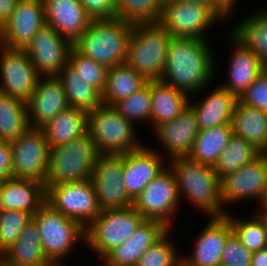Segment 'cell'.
Segmentation results:
<instances>
[{"label":"cell","instance_id":"6da1fadb","mask_svg":"<svg viewBox=\"0 0 267 266\" xmlns=\"http://www.w3.org/2000/svg\"><path fill=\"white\" fill-rule=\"evenodd\" d=\"M210 48L207 40L172 37L161 81L188 97L201 92L214 77L215 60Z\"/></svg>","mask_w":267,"mask_h":266},{"label":"cell","instance_id":"7a4b0ae2","mask_svg":"<svg viewBox=\"0 0 267 266\" xmlns=\"http://www.w3.org/2000/svg\"><path fill=\"white\" fill-rule=\"evenodd\" d=\"M179 198L181 194L188 197L199 210L211 217L225 216L221 198V180L212 166L191 160L188 157L170 159Z\"/></svg>","mask_w":267,"mask_h":266},{"label":"cell","instance_id":"3957f363","mask_svg":"<svg viewBox=\"0 0 267 266\" xmlns=\"http://www.w3.org/2000/svg\"><path fill=\"white\" fill-rule=\"evenodd\" d=\"M133 25L117 17L92 19L73 47L108 68L125 63Z\"/></svg>","mask_w":267,"mask_h":266},{"label":"cell","instance_id":"277c9868","mask_svg":"<svg viewBox=\"0 0 267 266\" xmlns=\"http://www.w3.org/2000/svg\"><path fill=\"white\" fill-rule=\"evenodd\" d=\"M172 35L158 23H135L125 63L147 81L161 80Z\"/></svg>","mask_w":267,"mask_h":266},{"label":"cell","instance_id":"5b68a950","mask_svg":"<svg viewBox=\"0 0 267 266\" xmlns=\"http://www.w3.org/2000/svg\"><path fill=\"white\" fill-rule=\"evenodd\" d=\"M99 153L90 134L50 148L49 168L44 185L80 182L91 179Z\"/></svg>","mask_w":267,"mask_h":266},{"label":"cell","instance_id":"8992f818","mask_svg":"<svg viewBox=\"0 0 267 266\" xmlns=\"http://www.w3.org/2000/svg\"><path fill=\"white\" fill-rule=\"evenodd\" d=\"M134 125L106 104L87 112V132L99 154H122L140 148Z\"/></svg>","mask_w":267,"mask_h":266},{"label":"cell","instance_id":"52a82bcc","mask_svg":"<svg viewBox=\"0 0 267 266\" xmlns=\"http://www.w3.org/2000/svg\"><path fill=\"white\" fill-rule=\"evenodd\" d=\"M32 219L38 225L43 252L54 266H63L60 260L70 254L76 242L85 240V228L79 222L55 211L47 203Z\"/></svg>","mask_w":267,"mask_h":266},{"label":"cell","instance_id":"ba28073f","mask_svg":"<svg viewBox=\"0 0 267 266\" xmlns=\"http://www.w3.org/2000/svg\"><path fill=\"white\" fill-rule=\"evenodd\" d=\"M145 219L134 209L104 210L85 229V243L102 260L126 239H129Z\"/></svg>","mask_w":267,"mask_h":266},{"label":"cell","instance_id":"9c48e42d","mask_svg":"<svg viewBox=\"0 0 267 266\" xmlns=\"http://www.w3.org/2000/svg\"><path fill=\"white\" fill-rule=\"evenodd\" d=\"M46 203L55 211L79 222L85 229L101 213L91 180L45 185Z\"/></svg>","mask_w":267,"mask_h":266},{"label":"cell","instance_id":"30bf717a","mask_svg":"<svg viewBox=\"0 0 267 266\" xmlns=\"http://www.w3.org/2000/svg\"><path fill=\"white\" fill-rule=\"evenodd\" d=\"M10 144L13 178L33 179L45 183L50 145L42 128L28 127Z\"/></svg>","mask_w":267,"mask_h":266},{"label":"cell","instance_id":"8fae6325","mask_svg":"<svg viewBox=\"0 0 267 266\" xmlns=\"http://www.w3.org/2000/svg\"><path fill=\"white\" fill-rule=\"evenodd\" d=\"M173 171L166 167L133 201V207L145 220H156L172 227V216L180 205Z\"/></svg>","mask_w":267,"mask_h":266},{"label":"cell","instance_id":"7c38bea8","mask_svg":"<svg viewBox=\"0 0 267 266\" xmlns=\"http://www.w3.org/2000/svg\"><path fill=\"white\" fill-rule=\"evenodd\" d=\"M123 153L99 154L94 164L91 182L101 211L133 206L123 183Z\"/></svg>","mask_w":267,"mask_h":266},{"label":"cell","instance_id":"4fadbf2b","mask_svg":"<svg viewBox=\"0 0 267 266\" xmlns=\"http://www.w3.org/2000/svg\"><path fill=\"white\" fill-rule=\"evenodd\" d=\"M223 204H232L248 198L267 204V158L260 153L251 162L221 180Z\"/></svg>","mask_w":267,"mask_h":266},{"label":"cell","instance_id":"5bb4252c","mask_svg":"<svg viewBox=\"0 0 267 266\" xmlns=\"http://www.w3.org/2000/svg\"><path fill=\"white\" fill-rule=\"evenodd\" d=\"M73 43L44 25L24 49L40 76H57L68 64Z\"/></svg>","mask_w":267,"mask_h":266},{"label":"cell","instance_id":"9a60e30c","mask_svg":"<svg viewBox=\"0 0 267 266\" xmlns=\"http://www.w3.org/2000/svg\"><path fill=\"white\" fill-rule=\"evenodd\" d=\"M216 19L220 20L209 7L175 0L163 6L159 23L172 37L206 40L203 31L212 26Z\"/></svg>","mask_w":267,"mask_h":266},{"label":"cell","instance_id":"2e32d148","mask_svg":"<svg viewBox=\"0 0 267 266\" xmlns=\"http://www.w3.org/2000/svg\"><path fill=\"white\" fill-rule=\"evenodd\" d=\"M0 92L27 101L40 75L24 50L1 48Z\"/></svg>","mask_w":267,"mask_h":266},{"label":"cell","instance_id":"e0dca14e","mask_svg":"<svg viewBox=\"0 0 267 266\" xmlns=\"http://www.w3.org/2000/svg\"><path fill=\"white\" fill-rule=\"evenodd\" d=\"M44 25L43 0H19L2 27L3 47L24 50Z\"/></svg>","mask_w":267,"mask_h":266},{"label":"cell","instance_id":"ac0fdd59","mask_svg":"<svg viewBox=\"0 0 267 266\" xmlns=\"http://www.w3.org/2000/svg\"><path fill=\"white\" fill-rule=\"evenodd\" d=\"M69 107L63 84L57 76H40L26 101L29 127L42 128Z\"/></svg>","mask_w":267,"mask_h":266},{"label":"cell","instance_id":"d6986e66","mask_svg":"<svg viewBox=\"0 0 267 266\" xmlns=\"http://www.w3.org/2000/svg\"><path fill=\"white\" fill-rule=\"evenodd\" d=\"M160 154L143 145L136 150L123 153V183L133 201L166 168Z\"/></svg>","mask_w":267,"mask_h":266},{"label":"cell","instance_id":"ffe728a7","mask_svg":"<svg viewBox=\"0 0 267 266\" xmlns=\"http://www.w3.org/2000/svg\"><path fill=\"white\" fill-rule=\"evenodd\" d=\"M171 229L156 220H144L135 233L103 260L104 266H136L138 259Z\"/></svg>","mask_w":267,"mask_h":266},{"label":"cell","instance_id":"44dd1931","mask_svg":"<svg viewBox=\"0 0 267 266\" xmlns=\"http://www.w3.org/2000/svg\"><path fill=\"white\" fill-rule=\"evenodd\" d=\"M233 233L225 217H211L198 235L191 257H181L187 266H221L222 253L228 237Z\"/></svg>","mask_w":267,"mask_h":266},{"label":"cell","instance_id":"7402d4cb","mask_svg":"<svg viewBox=\"0 0 267 266\" xmlns=\"http://www.w3.org/2000/svg\"><path fill=\"white\" fill-rule=\"evenodd\" d=\"M45 24L73 44L86 31L92 18L80 0H43Z\"/></svg>","mask_w":267,"mask_h":266},{"label":"cell","instance_id":"603a6c76","mask_svg":"<svg viewBox=\"0 0 267 266\" xmlns=\"http://www.w3.org/2000/svg\"><path fill=\"white\" fill-rule=\"evenodd\" d=\"M154 131L169 152L168 155L174 159L189 155L200 130L196 114L188 104L176 118L162 123Z\"/></svg>","mask_w":267,"mask_h":266},{"label":"cell","instance_id":"cb8c5ba5","mask_svg":"<svg viewBox=\"0 0 267 266\" xmlns=\"http://www.w3.org/2000/svg\"><path fill=\"white\" fill-rule=\"evenodd\" d=\"M230 36L228 39H232L234 48L230 66L228 65L229 82L220 86L239 98L265 69L250 48L246 47L232 33Z\"/></svg>","mask_w":267,"mask_h":266},{"label":"cell","instance_id":"d4e9b609","mask_svg":"<svg viewBox=\"0 0 267 266\" xmlns=\"http://www.w3.org/2000/svg\"><path fill=\"white\" fill-rule=\"evenodd\" d=\"M2 210H21L32 216L46 203L44 183L9 178L1 182Z\"/></svg>","mask_w":267,"mask_h":266},{"label":"cell","instance_id":"484cf974","mask_svg":"<svg viewBox=\"0 0 267 266\" xmlns=\"http://www.w3.org/2000/svg\"><path fill=\"white\" fill-rule=\"evenodd\" d=\"M204 98L196 104L188 103L196 114L199 130L231 124L235 103L238 100L235 95L218 86Z\"/></svg>","mask_w":267,"mask_h":266},{"label":"cell","instance_id":"4316f807","mask_svg":"<svg viewBox=\"0 0 267 266\" xmlns=\"http://www.w3.org/2000/svg\"><path fill=\"white\" fill-rule=\"evenodd\" d=\"M4 264L8 266H54L41 246L38 225L32 219L17 240L4 252Z\"/></svg>","mask_w":267,"mask_h":266},{"label":"cell","instance_id":"83f0119b","mask_svg":"<svg viewBox=\"0 0 267 266\" xmlns=\"http://www.w3.org/2000/svg\"><path fill=\"white\" fill-rule=\"evenodd\" d=\"M231 126L233 134L242 137L261 153L267 151V112L237 100Z\"/></svg>","mask_w":267,"mask_h":266},{"label":"cell","instance_id":"f1b7e54d","mask_svg":"<svg viewBox=\"0 0 267 266\" xmlns=\"http://www.w3.org/2000/svg\"><path fill=\"white\" fill-rule=\"evenodd\" d=\"M150 93L153 129L176 118L189 103V98L185 93L161 80L150 81Z\"/></svg>","mask_w":267,"mask_h":266},{"label":"cell","instance_id":"f546056e","mask_svg":"<svg viewBox=\"0 0 267 266\" xmlns=\"http://www.w3.org/2000/svg\"><path fill=\"white\" fill-rule=\"evenodd\" d=\"M87 112L68 107L42 127L50 148L69 143L87 133Z\"/></svg>","mask_w":267,"mask_h":266},{"label":"cell","instance_id":"4dcf8cb0","mask_svg":"<svg viewBox=\"0 0 267 266\" xmlns=\"http://www.w3.org/2000/svg\"><path fill=\"white\" fill-rule=\"evenodd\" d=\"M147 80L126 63L108 69L106 86L102 93L103 104L113 106L147 84Z\"/></svg>","mask_w":267,"mask_h":266},{"label":"cell","instance_id":"1f68e13d","mask_svg":"<svg viewBox=\"0 0 267 266\" xmlns=\"http://www.w3.org/2000/svg\"><path fill=\"white\" fill-rule=\"evenodd\" d=\"M232 135L231 124L200 130L187 157L213 167Z\"/></svg>","mask_w":267,"mask_h":266},{"label":"cell","instance_id":"d6a6232c","mask_svg":"<svg viewBox=\"0 0 267 266\" xmlns=\"http://www.w3.org/2000/svg\"><path fill=\"white\" fill-rule=\"evenodd\" d=\"M57 77L63 84L69 107L89 112L103 104L102 94L80 78L69 64L59 72Z\"/></svg>","mask_w":267,"mask_h":266},{"label":"cell","instance_id":"836d02e7","mask_svg":"<svg viewBox=\"0 0 267 266\" xmlns=\"http://www.w3.org/2000/svg\"><path fill=\"white\" fill-rule=\"evenodd\" d=\"M234 27L231 33L254 52L267 70V9L249 15Z\"/></svg>","mask_w":267,"mask_h":266},{"label":"cell","instance_id":"e575fe53","mask_svg":"<svg viewBox=\"0 0 267 266\" xmlns=\"http://www.w3.org/2000/svg\"><path fill=\"white\" fill-rule=\"evenodd\" d=\"M28 127L26 102L0 92V141L11 143Z\"/></svg>","mask_w":267,"mask_h":266},{"label":"cell","instance_id":"d590c367","mask_svg":"<svg viewBox=\"0 0 267 266\" xmlns=\"http://www.w3.org/2000/svg\"><path fill=\"white\" fill-rule=\"evenodd\" d=\"M260 153L252 144L242 137L233 134L229 139V143L220 154L218 161L213 166V169L220 180H222L224 177L251 162Z\"/></svg>","mask_w":267,"mask_h":266},{"label":"cell","instance_id":"8d00e7d4","mask_svg":"<svg viewBox=\"0 0 267 266\" xmlns=\"http://www.w3.org/2000/svg\"><path fill=\"white\" fill-rule=\"evenodd\" d=\"M162 6L157 0H116V17L129 23H158Z\"/></svg>","mask_w":267,"mask_h":266},{"label":"cell","instance_id":"74e56055","mask_svg":"<svg viewBox=\"0 0 267 266\" xmlns=\"http://www.w3.org/2000/svg\"><path fill=\"white\" fill-rule=\"evenodd\" d=\"M232 216L228 213L225 215L235 236L251 253L267 247L264 225L258 216L250 220L246 218L239 220Z\"/></svg>","mask_w":267,"mask_h":266},{"label":"cell","instance_id":"f35d334b","mask_svg":"<svg viewBox=\"0 0 267 266\" xmlns=\"http://www.w3.org/2000/svg\"><path fill=\"white\" fill-rule=\"evenodd\" d=\"M113 107L133 124L136 120H150L151 122L152 101L150 81H148L140 90L132 93L129 97L116 102Z\"/></svg>","mask_w":267,"mask_h":266},{"label":"cell","instance_id":"ab89813d","mask_svg":"<svg viewBox=\"0 0 267 266\" xmlns=\"http://www.w3.org/2000/svg\"><path fill=\"white\" fill-rule=\"evenodd\" d=\"M68 64L88 85L103 93L109 69L107 66L83 56L74 47L70 51Z\"/></svg>","mask_w":267,"mask_h":266},{"label":"cell","instance_id":"60d3db41","mask_svg":"<svg viewBox=\"0 0 267 266\" xmlns=\"http://www.w3.org/2000/svg\"><path fill=\"white\" fill-rule=\"evenodd\" d=\"M32 215L21 210L0 212V249L5 252L17 240Z\"/></svg>","mask_w":267,"mask_h":266},{"label":"cell","instance_id":"b9f144b4","mask_svg":"<svg viewBox=\"0 0 267 266\" xmlns=\"http://www.w3.org/2000/svg\"><path fill=\"white\" fill-rule=\"evenodd\" d=\"M170 232H168L155 245L151 246L138 259L136 266H177L182 258L177 254L174 243L168 241Z\"/></svg>","mask_w":267,"mask_h":266},{"label":"cell","instance_id":"7bdbcfd3","mask_svg":"<svg viewBox=\"0 0 267 266\" xmlns=\"http://www.w3.org/2000/svg\"><path fill=\"white\" fill-rule=\"evenodd\" d=\"M252 254L232 233L225 243L221 266H251Z\"/></svg>","mask_w":267,"mask_h":266},{"label":"cell","instance_id":"ee69618b","mask_svg":"<svg viewBox=\"0 0 267 266\" xmlns=\"http://www.w3.org/2000/svg\"><path fill=\"white\" fill-rule=\"evenodd\" d=\"M238 100L245 105L267 112V70L257 77Z\"/></svg>","mask_w":267,"mask_h":266},{"label":"cell","instance_id":"f6af8a7d","mask_svg":"<svg viewBox=\"0 0 267 266\" xmlns=\"http://www.w3.org/2000/svg\"><path fill=\"white\" fill-rule=\"evenodd\" d=\"M92 19L116 17V0H80Z\"/></svg>","mask_w":267,"mask_h":266},{"label":"cell","instance_id":"bcb514c9","mask_svg":"<svg viewBox=\"0 0 267 266\" xmlns=\"http://www.w3.org/2000/svg\"><path fill=\"white\" fill-rule=\"evenodd\" d=\"M12 177L11 144L9 142L0 141V183Z\"/></svg>","mask_w":267,"mask_h":266},{"label":"cell","instance_id":"7dc6e473","mask_svg":"<svg viewBox=\"0 0 267 266\" xmlns=\"http://www.w3.org/2000/svg\"><path fill=\"white\" fill-rule=\"evenodd\" d=\"M209 7L220 19H226L229 14L218 4L216 0H178Z\"/></svg>","mask_w":267,"mask_h":266},{"label":"cell","instance_id":"c3c4849f","mask_svg":"<svg viewBox=\"0 0 267 266\" xmlns=\"http://www.w3.org/2000/svg\"><path fill=\"white\" fill-rule=\"evenodd\" d=\"M19 0H0V26L11 18L12 12L15 9Z\"/></svg>","mask_w":267,"mask_h":266},{"label":"cell","instance_id":"681fc988","mask_svg":"<svg viewBox=\"0 0 267 266\" xmlns=\"http://www.w3.org/2000/svg\"><path fill=\"white\" fill-rule=\"evenodd\" d=\"M251 266H267V247L252 254Z\"/></svg>","mask_w":267,"mask_h":266},{"label":"cell","instance_id":"f907efd6","mask_svg":"<svg viewBox=\"0 0 267 266\" xmlns=\"http://www.w3.org/2000/svg\"><path fill=\"white\" fill-rule=\"evenodd\" d=\"M218 4L230 15L237 0H216Z\"/></svg>","mask_w":267,"mask_h":266},{"label":"cell","instance_id":"816d5d0a","mask_svg":"<svg viewBox=\"0 0 267 266\" xmlns=\"http://www.w3.org/2000/svg\"><path fill=\"white\" fill-rule=\"evenodd\" d=\"M260 210L258 214H256L262 221L265 229V235H266V243H267V204L260 206ZM261 212V213H260Z\"/></svg>","mask_w":267,"mask_h":266},{"label":"cell","instance_id":"f5cc1de1","mask_svg":"<svg viewBox=\"0 0 267 266\" xmlns=\"http://www.w3.org/2000/svg\"><path fill=\"white\" fill-rule=\"evenodd\" d=\"M157 1L163 7V6H165V5H167V4L171 3V2H174L175 0H157Z\"/></svg>","mask_w":267,"mask_h":266},{"label":"cell","instance_id":"db71d44e","mask_svg":"<svg viewBox=\"0 0 267 266\" xmlns=\"http://www.w3.org/2000/svg\"><path fill=\"white\" fill-rule=\"evenodd\" d=\"M4 263V252L0 249V266Z\"/></svg>","mask_w":267,"mask_h":266},{"label":"cell","instance_id":"11a10c76","mask_svg":"<svg viewBox=\"0 0 267 266\" xmlns=\"http://www.w3.org/2000/svg\"><path fill=\"white\" fill-rule=\"evenodd\" d=\"M0 48H3V42H2V27L0 26Z\"/></svg>","mask_w":267,"mask_h":266},{"label":"cell","instance_id":"9f6ffc18","mask_svg":"<svg viewBox=\"0 0 267 266\" xmlns=\"http://www.w3.org/2000/svg\"><path fill=\"white\" fill-rule=\"evenodd\" d=\"M2 211V194H1V183H0V212Z\"/></svg>","mask_w":267,"mask_h":266},{"label":"cell","instance_id":"6f0895ef","mask_svg":"<svg viewBox=\"0 0 267 266\" xmlns=\"http://www.w3.org/2000/svg\"><path fill=\"white\" fill-rule=\"evenodd\" d=\"M177 266H187L183 261H181Z\"/></svg>","mask_w":267,"mask_h":266}]
</instances>
